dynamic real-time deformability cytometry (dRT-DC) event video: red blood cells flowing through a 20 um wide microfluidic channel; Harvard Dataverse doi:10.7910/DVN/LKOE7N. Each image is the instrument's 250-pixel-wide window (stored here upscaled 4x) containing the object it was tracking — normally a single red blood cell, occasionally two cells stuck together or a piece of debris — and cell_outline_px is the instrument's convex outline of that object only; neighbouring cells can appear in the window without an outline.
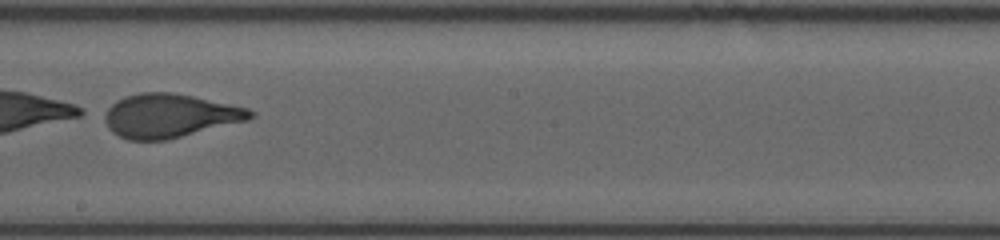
{"species": "human", "species_latin": "Homo sapiens", "temperature_condition": "room temperature", "stored_images_in_passage": 52, "camera_frame_rate_fps": 3000, "um_per_image_px": 0.085, "donor": {"sex": "female"}, "frame": {"image": 1, "passage_image": 32, "time_ms": 10.333, "image_size_px": [1000, 240], "cell_outline_px": [[256, 112], [248, 120], [164, 140], [128, 140], [112, 132], [108, 128], [104, 120], [104, 116], [108, 108], [116, 100], [124, 96], [140, 92], [172, 92], [192, 96], [248, 108]], "centroid_in_image_um": [14.38, 9.83], "position_along_channel_um": 233.8, "area_um2": 36.82}}
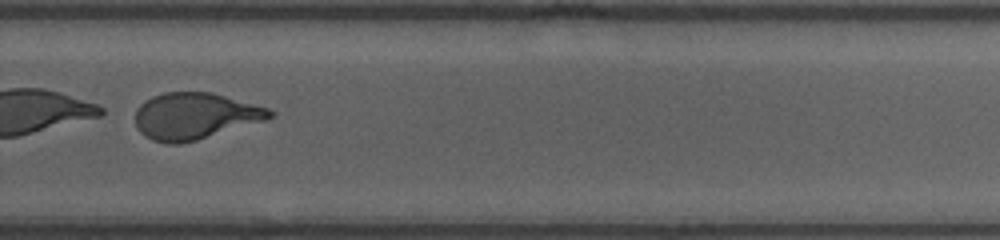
{"frame": {"image": 2, "passage_image": 38, "time_ms": 12.333, "image_size_px": [1000, 240], "cell_outline_px": [[276, 116], [264, 120], [196, 140], [180, 144], [168, 144], [152, 140], [144, 136], [136, 128], [136, 108], [144, 100], [152, 96], [164, 92], [212, 92], [268, 108], [276, 112]], "centroid_in_image_um": [16.54, 9.86], "position_along_channel_um": 313.3, "area_um2": 36.47}}
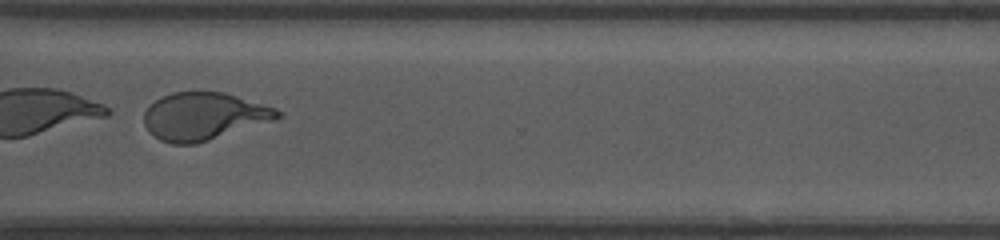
{"frame": {"image": 3, "passage_image": 41, "time_ms": 13.333, "image_size_px": [1000, 240], "cell_outline_px": [[280, 116], [272, 120], [196, 144], [172, 144], [160, 140], [148, 132], [144, 124], [144, 112], [160, 96], [172, 92], [224, 92], [276, 108], [280, 112]], "centroid_in_image_um": [17.26, 9.88], "position_along_channel_um": 353.3, "area_um2": 36.59}}